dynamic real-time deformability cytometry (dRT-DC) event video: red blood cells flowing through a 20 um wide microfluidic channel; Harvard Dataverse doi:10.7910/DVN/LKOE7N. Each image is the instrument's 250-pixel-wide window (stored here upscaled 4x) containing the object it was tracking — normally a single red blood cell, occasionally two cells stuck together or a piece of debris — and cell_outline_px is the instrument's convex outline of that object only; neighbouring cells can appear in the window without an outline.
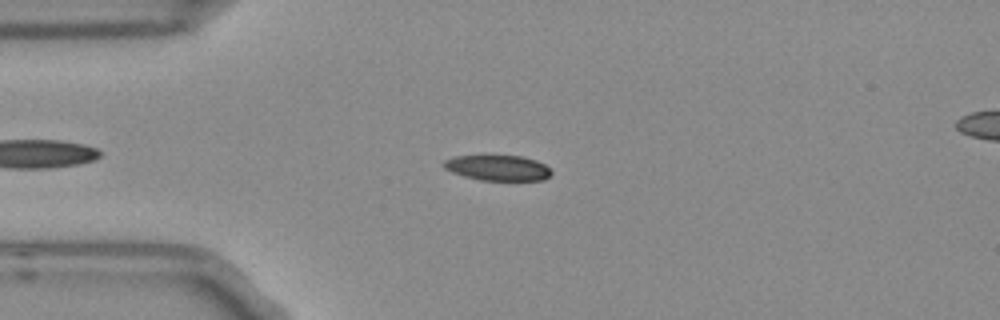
{"species": "Egyptian fruit bat (a non-hibernating species)", "species_latin": "Rousettus aegyptiacus", "temperature_condition": "room temperature", "stored_images_in_passage": 7, "camera_frame_rate_fps": 3000, "um_per_image_px": 0.085, "frame": {"image": 1, "passage_image": 2, "time_ms": 0.333, "image_size_px": [1000, 320], "cell_outline_px": [[552, 172], [544, 180], [480, 180], [464, 176], [452, 172], [444, 168], [440, 164], [444, 160], [452, 156], [520, 156], [536, 160], [544, 164]], "centroid_in_image_um": [42.26, 14.26], "position_along_channel_um": 42.7, "area_um2": 15.9}}
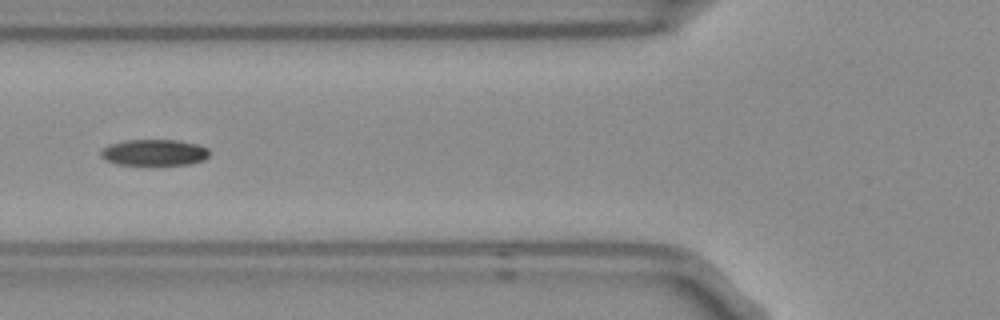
{"frame": {"image": 2, "passage_image": 4, "time_ms": 1.0, "image_size_px": [1000, 320], "cell_outline_px": [[208, 156], [204, 160], [188, 164], [116, 164], [100, 156], [100, 152], [108, 144], [124, 140], [176, 140], [196, 144], [208, 148]], "centroid_in_image_um": [13.09, 12.95], "position_along_channel_um": 112.7, "area_um2": 16.36}}